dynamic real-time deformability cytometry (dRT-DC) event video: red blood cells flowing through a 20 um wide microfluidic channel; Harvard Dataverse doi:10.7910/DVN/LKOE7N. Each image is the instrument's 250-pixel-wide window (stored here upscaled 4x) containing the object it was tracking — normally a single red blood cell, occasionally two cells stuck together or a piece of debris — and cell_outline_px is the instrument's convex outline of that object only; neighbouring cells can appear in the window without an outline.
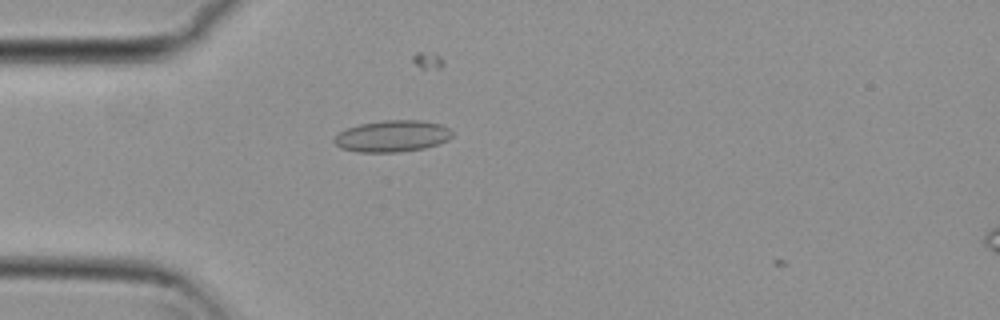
{"species": "common noctule bat (a hibernating species)", "species_latin": "Nyctalus noctula", "temperature_condition": "cold", "stored_images_in_passage": 7, "camera_frame_rate_fps": 3000, "um_per_image_px": 0.085, "animal": {"sex": "female", "body_mass_g": 29.2, "forearm_length_mm": 56.3}, "frame": {"image": 1, "passage_image": 5, "time_ms": 1.333, "image_size_px": [1000, 320], "cell_outline_px": [[452, 136], [448, 140], [424, 148], [396, 152], [360, 152], [340, 148], [332, 140], [340, 132], [348, 128], [360, 124], [384, 120], [420, 120], [440, 124], [448, 128], [452, 132]], "centroid_in_image_um": [33.34, 11.57], "position_along_channel_um": 51.7, "area_um2": 21.5}}